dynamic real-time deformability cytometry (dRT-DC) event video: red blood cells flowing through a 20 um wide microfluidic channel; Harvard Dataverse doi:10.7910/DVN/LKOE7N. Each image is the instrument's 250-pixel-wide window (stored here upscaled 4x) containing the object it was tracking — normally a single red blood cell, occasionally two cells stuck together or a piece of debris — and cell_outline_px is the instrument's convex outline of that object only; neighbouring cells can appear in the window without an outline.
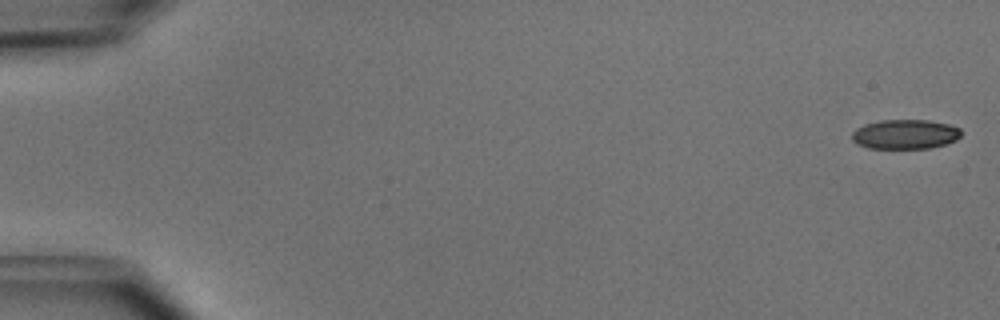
{"species": "common noctule bat (a hibernating species)", "species_latin": "Nyctalus noctula", "temperature_condition": "cold", "stored_images_in_passage": 51, "camera_frame_rate_fps": 3000, "um_per_image_px": 0.085, "animal": {"sex": "male", "body_mass_g": 15.6}, "frame": {"image": 1, "passage_image": 1, "time_ms": 0.0, "image_size_px": [1000, 320], "cell_outline_px": [[960, 136], [956, 140], [944, 144], [928, 148], [868, 148], [856, 144], [852, 140], [852, 132], [856, 128], [864, 124], [880, 120], [928, 120], [948, 124], [960, 128]], "centroid_in_image_um": [76.9, 11.41], "position_along_channel_um": 8.1, "area_um2": 18.79}}
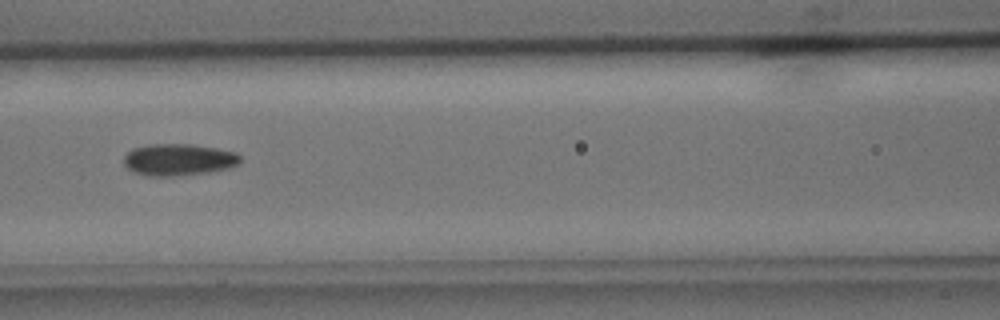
{"frame": {"image": 2, "passage_image": 23, "time_ms": 7.333, "image_size_px": [1000, 320], "cell_outline_px": [[240, 164], [228, 168], [208, 172], [172, 176], [148, 176], [132, 172], [124, 164], [124, 156], [132, 148], [152, 144], [192, 144], [216, 148], [236, 152], [240, 156]], "centroid_in_image_um": [15.17, 13.57], "position_along_channel_um": 151.4, "area_um2": 21.62}}
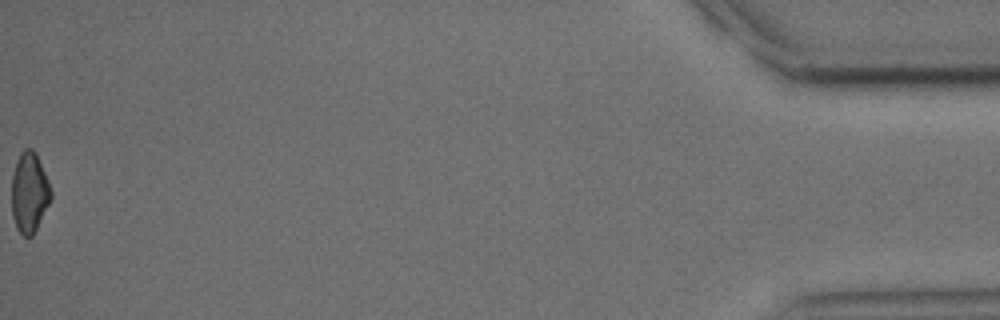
{"frame": {"image": 3, "passage_image": 51, "time_ms": 16.667, "image_size_px": [1000, 320], "cell_outline_px": [[52, 196], [32, 236], [24, 236], [16, 228], [12, 216], [12, 172], [16, 160], [20, 152], [24, 148], [32, 148], [36, 152], [48, 180], [52, 192]], "centroid_in_image_um": [2.48, 16.31], "position_along_channel_um": 432.7, "area_um2": 18.38}, "authors_computed_cell_mechanics": {"area_um2": 20.0566, "velocity_mm_per_s": 4.0004, "shape_relaxation_time_tau1_ms": 5.9977, "shape_relaxation_time_tau2_ms": 5.4369, "deformation_change_tau1": 0.1102, "deformation_change_tau2": 0.117}}